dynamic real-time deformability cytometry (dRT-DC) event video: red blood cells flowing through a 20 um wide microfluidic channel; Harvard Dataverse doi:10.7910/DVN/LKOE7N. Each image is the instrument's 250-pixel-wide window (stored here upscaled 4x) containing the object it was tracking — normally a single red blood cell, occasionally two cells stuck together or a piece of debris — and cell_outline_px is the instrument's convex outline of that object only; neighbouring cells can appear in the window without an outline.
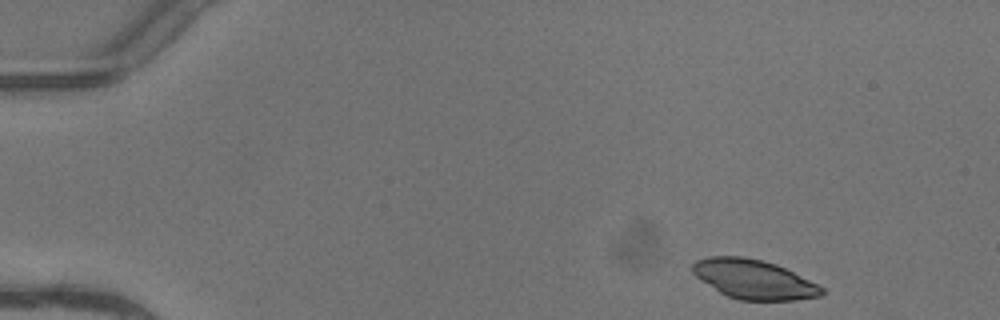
{"species": "common noctule bat (a hibernating species)", "species_latin": "Nyctalus noctula", "temperature_condition": "warm", "stored_images_in_passage": 4, "camera_frame_rate_fps": 3000, "um_per_image_px": 0.085, "animal": {"sex": "female"}, "frame": {"image": 1, "passage_image": 1, "time_ms": 0.0, "image_size_px": [1000, 320], "cell_outline_px": [[828, 292], [820, 296], [796, 300], [740, 300], [728, 296], [720, 292], [696, 276], [692, 272], [692, 264], [696, 260], [708, 256], [744, 256], [776, 264], [824, 288]], "centroid_in_image_um": [64.07, 23.74], "position_along_channel_um": 20.9, "area_um2": 29.3}}
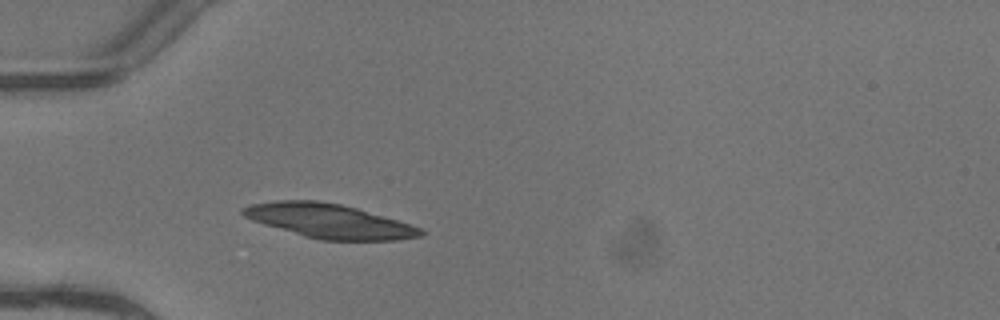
{"frame": {"image": 2, "passage_image": 4, "time_ms": 1.0, "image_size_px": [1000, 320], "cell_outline_px": [[424, 232], [420, 236], [396, 240], [320, 240], [304, 236], [264, 224], [252, 220], [244, 216], [240, 212], [240, 208], [252, 204], [276, 200], [316, 200], [340, 204], [356, 208], [396, 220], [420, 228]], "centroid_in_image_um": [27.91, 18.78], "position_along_channel_um": 57.1, "area_um2": 34.97}}